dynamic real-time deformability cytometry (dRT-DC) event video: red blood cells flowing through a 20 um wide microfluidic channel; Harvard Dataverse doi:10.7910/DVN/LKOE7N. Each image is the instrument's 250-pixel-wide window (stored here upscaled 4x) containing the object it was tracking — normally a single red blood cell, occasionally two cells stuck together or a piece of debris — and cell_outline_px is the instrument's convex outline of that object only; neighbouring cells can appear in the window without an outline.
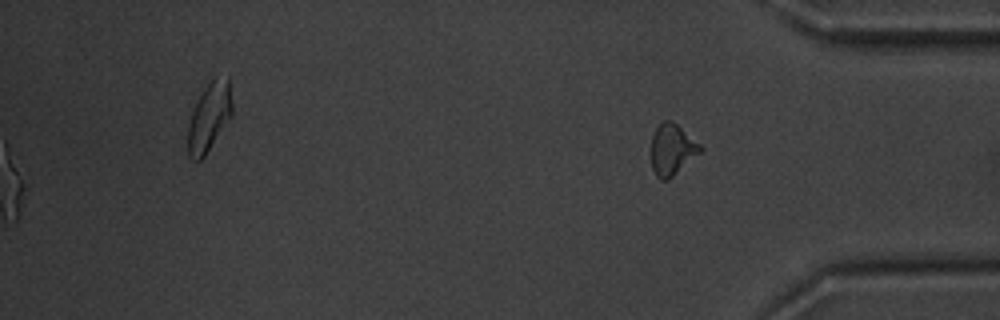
{"species": "common noctule bat (a hibernating species)", "species_latin": "Nyctalus noctula", "temperature_condition": "warm", "stored_images_in_passage": 14, "segment_of_instrument_passage": [2, 2], "camera_frame_rate_fps": 3000, "um_per_image_px": 0.085, "animal": {"sex": "male", "body_mass_g": 20.1, "forearm_length_mm": 53.5}, "frame": {"image": 1, "passage_image": 14, "time_ms": 15.667, "image_size_px": [1000, 320], "cell_outline_px": [[704, 148], [700, 152], [668, 180], [660, 180], [656, 176], [652, 168], [652, 136], [656, 128], [664, 120], [672, 120], [700, 144]], "centroid_in_image_um": [57.12, 12.71], "position_along_channel_um": 378.1, "area_um2": 14.39}}